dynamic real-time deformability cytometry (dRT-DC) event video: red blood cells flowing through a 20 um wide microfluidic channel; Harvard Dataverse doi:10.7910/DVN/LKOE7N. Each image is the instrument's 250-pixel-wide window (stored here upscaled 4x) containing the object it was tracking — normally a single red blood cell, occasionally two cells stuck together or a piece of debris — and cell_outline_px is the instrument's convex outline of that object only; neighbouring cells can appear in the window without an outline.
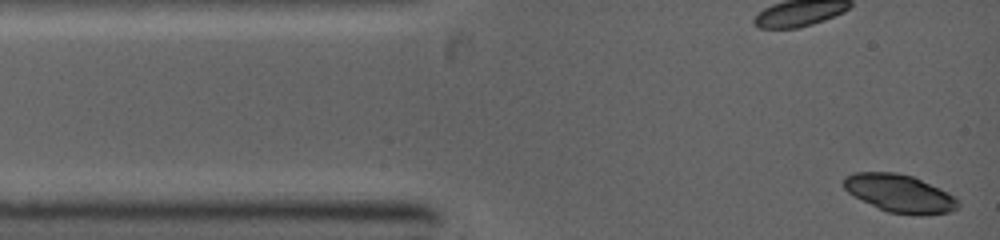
{"species": "common noctule bat (a hibernating species)", "species_latin": "Nyctalus noctula", "temperature_condition": "warm", "stored_images_in_passage": 9, "camera_frame_rate_fps": 5000, "um_per_image_px": 0.085, "animal": {"sex": "female", "body_mass_g": 19.0, "forearm_length_mm": 53.3}, "frame": {"image": 1, "passage_image": 1, "time_ms": 0.0, "image_size_px": [1000, 240], "cell_outline_px": [[960, 208], [948, 212], [928, 216], [920, 216], [888, 212], [848, 192], [844, 188], [844, 176], [852, 172], [896, 172], [912, 176], [940, 188], [948, 192], [960, 204]], "centroid_in_image_um": [76.5, 16.44], "position_along_channel_um": 8.5, "area_um2": 25.14}}